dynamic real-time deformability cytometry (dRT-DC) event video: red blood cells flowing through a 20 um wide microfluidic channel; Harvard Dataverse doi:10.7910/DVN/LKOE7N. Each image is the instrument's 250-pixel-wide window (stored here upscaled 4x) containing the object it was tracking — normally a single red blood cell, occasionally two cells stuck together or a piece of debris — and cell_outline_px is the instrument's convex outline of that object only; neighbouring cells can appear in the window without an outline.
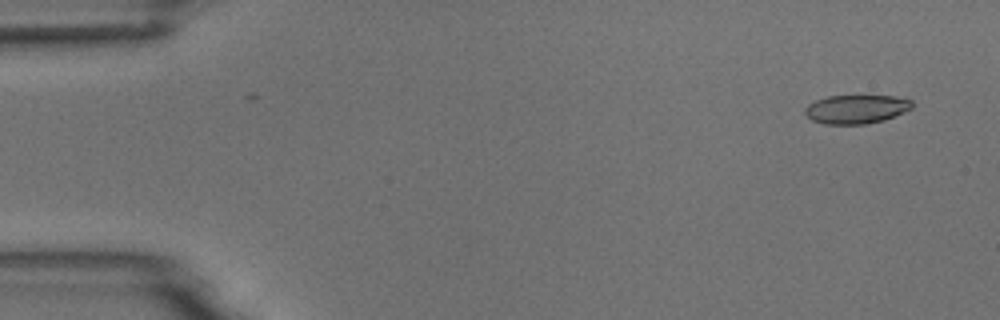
{"species": "common noctule bat (a hibernating species)", "species_latin": "Nyctalus noctula", "temperature_condition": "room temperature", "stored_images_in_passage": 9, "camera_frame_rate_fps": 3000, "um_per_image_px": 0.085, "animal": {"sex": "male", "body_mass_g": 18.8}, "frame": {"image": 1, "passage_image": 1, "time_ms": 0.0, "image_size_px": [1000, 320], "cell_outline_px": [[912, 108], [884, 120], [864, 124], [824, 124], [812, 120], [804, 112], [804, 108], [808, 104], [816, 100], [828, 96], [892, 96], [912, 100]], "centroid_in_image_um": [72.75, 9.28], "position_along_channel_um": 12.2, "area_um2": 17.8}}